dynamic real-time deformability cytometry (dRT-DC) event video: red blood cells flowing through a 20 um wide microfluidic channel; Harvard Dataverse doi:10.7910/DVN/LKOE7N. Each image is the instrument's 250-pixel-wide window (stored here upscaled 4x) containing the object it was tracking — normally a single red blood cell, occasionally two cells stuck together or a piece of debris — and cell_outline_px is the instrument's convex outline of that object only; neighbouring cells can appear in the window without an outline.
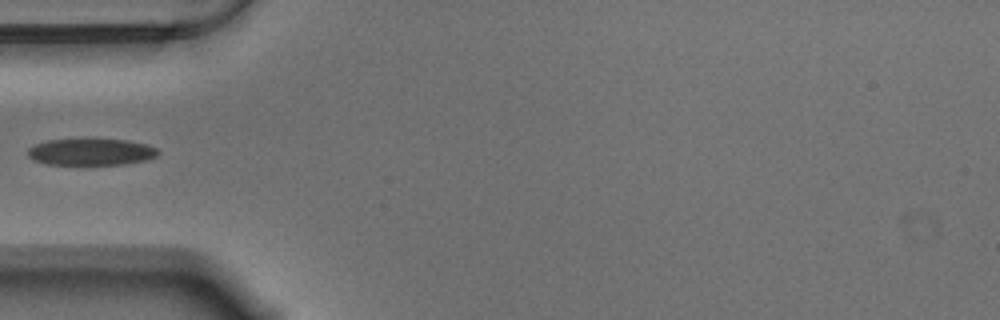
{"species": "Egyptian fruit bat (a non-hibernating species)", "species_latin": "Rousettus aegyptiacus", "temperature_condition": "warm", "stored_images_in_passage": 40, "camera_frame_rate_fps": 3000, "um_per_image_px": 0.085, "animal": {"sex": "male"}, "frame": {"image": 1, "passage_image": 1, "time_ms": 0.0, "image_size_px": [1000, 320], "cell_outline_px": [[160, 152], [156, 156], [148, 160], [124, 164], [84, 168], [44, 164], [32, 160], [28, 156], [28, 148], [36, 144], [48, 140], [124, 140], [144, 144], [156, 148]], "centroid_in_image_um": [7.69, 12.99], "position_along_channel_um": 77.3, "area_um2": 21.1}}
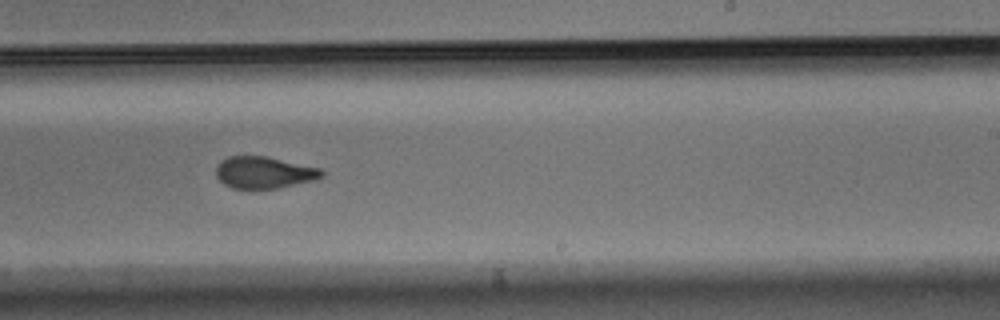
{"frame": {"image": 2, "passage_image": 17, "time_ms": 5.333, "image_size_px": [1000, 320], "cell_outline_px": [[324, 176], [316, 180], [276, 188], [232, 188], [224, 184], [216, 176], [216, 168], [220, 160], [228, 156], [268, 156], [320, 168], [324, 172]], "centroid_in_image_um": [22.45, 14.65], "position_along_channel_um": 266.5, "area_um2": 19.65}}
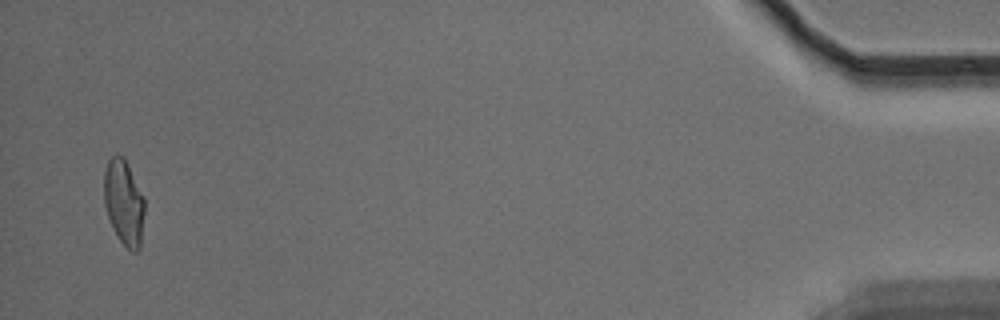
{"frame": {"image": 3, "passage_image": 38, "time_ms": 12.333, "image_size_px": [1000, 320], "cell_outline_px": [[144, 212], [140, 248], [136, 252], [132, 252], [120, 240], [112, 228], [104, 204], [104, 172], [108, 160], [116, 152], [124, 156], [144, 196]], "centroid_in_image_um": [10.53, 17.16], "position_along_channel_um": 424.7, "area_um2": 20.35}}